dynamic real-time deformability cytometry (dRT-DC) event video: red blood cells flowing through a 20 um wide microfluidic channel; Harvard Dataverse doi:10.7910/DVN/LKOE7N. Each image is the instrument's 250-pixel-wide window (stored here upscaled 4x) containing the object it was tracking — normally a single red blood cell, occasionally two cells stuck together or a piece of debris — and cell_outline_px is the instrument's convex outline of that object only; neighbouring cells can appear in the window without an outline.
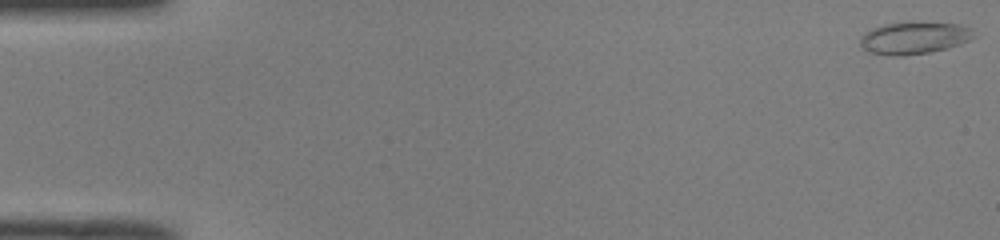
{"species": "common noctule bat (a hibernating species)", "species_latin": "Nyctalus noctula", "temperature_condition": "room temperature", "stored_images_in_passage": 51, "camera_frame_rate_fps": 3000, "um_per_image_px": 0.085, "animal": {"sex": "male", "body_mass_g": 19.0, "forearm_length_mm": 50.8}, "frame": {"image": 1, "passage_image": 1, "time_ms": 0.0, "image_size_px": [1000, 240], "cell_outline_px": [[976, 36], [960, 44], [948, 48], [928, 52], [904, 56], [892, 56], [868, 52], [860, 48], [860, 36], [872, 28], [884, 24], [908, 20], [912, 20], [960, 24], [972, 28]], "centroid_in_image_um": [77.69, 3.19], "position_along_channel_um": 7.3, "area_um2": 22.08}}
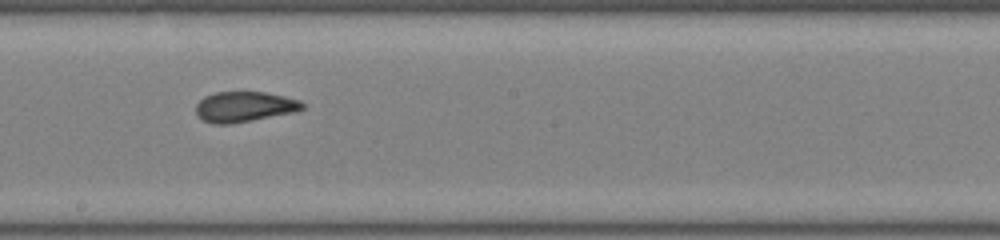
{"frame": {"image": 2, "passage_image": 29, "time_ms": 9.333, "image_size_px": [1000, 240], "cell_outline_px": [[308, 104], [304, 108], [296, 112], [232, 124], [212, 124], [200, 120], [196, 116], [196, 104], [204, 96], [216, 92], [264, 92], [284, 96], [300, 100]], "centroid_in_image_um": [20.77, 9.09], "position_along_channel_um": 227.4, "area_um2": 19.25}}
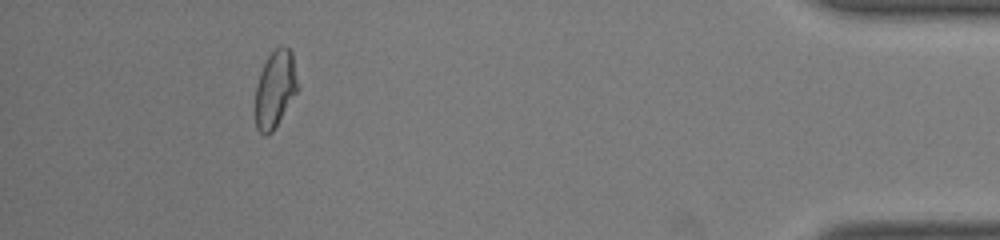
{"frame": {"image": 3, "passage_image": 47, "time_ms": 15.333, "image_size_px": [1000, 240], "cell_outline_px": [[300, 88], [272, 132], [268, 136], [264, 136], [256, 128], [256, 84], [260, 72], [268, 56], [280, 44], [284, 44], [292, 52]], "centroid_in_image_um": [23.41, 7.55], "position_along_channel_um": 411.8, "area_um2": 19.31}, "authors_computed_cell_mechanics": {"area_um2": 19.5942, "velocity_mm_per_s": 4.0285, "shape_relaxation_time_tau1_ms": null, "shape_relaxation_time_tau2_ms": 1.8011, "deformation_change_tau1": null, "deformation_change_tau2": 0.0716}}